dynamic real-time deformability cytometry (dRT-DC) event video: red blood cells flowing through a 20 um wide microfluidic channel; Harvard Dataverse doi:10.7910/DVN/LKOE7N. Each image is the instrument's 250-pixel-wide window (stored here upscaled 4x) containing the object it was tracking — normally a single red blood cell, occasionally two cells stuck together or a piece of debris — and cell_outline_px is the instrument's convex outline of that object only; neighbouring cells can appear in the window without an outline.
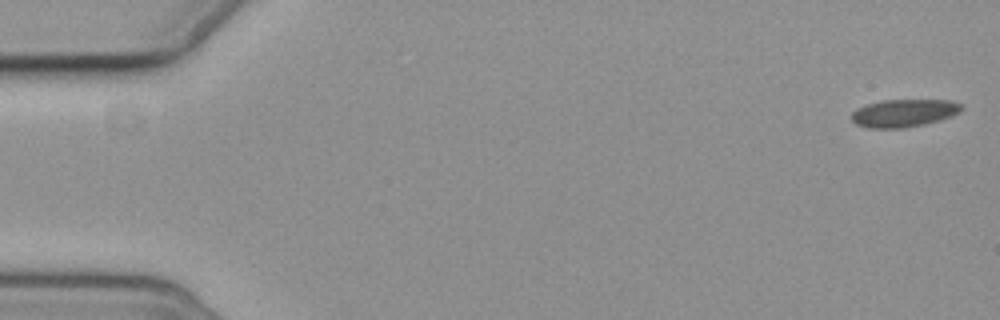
{"species": "common noctule bat (a hibernating species)", "species_latin": "Nyctalus noctula", "temperature_condition": "cold", "stored_images_in_passage": 7, "camera_frame_rate_fps": 3000, "um_per_image_px": 0.085, "animal": {"sex": "female", "body_mass_g": 19.3, "forearm_length_mm": 54.1}, "frame": {"image": 1, "passage_image": 1, "time_ms": 0.0, "image_size_px": [1000, 320], "cell_outline_px": [[964, 108], [960, 112], [952, 116], [940, 120], [924, 124], [904, 128], [868, 128], [856, 124], [852, 120], [852, 112], [856, 108], [880, 100], [952, 100], [964, 104]], "centroid_in_image_um": [76.87, 9.6], "position_along_channel_um": 8.1, "area_um2": 17.98}}
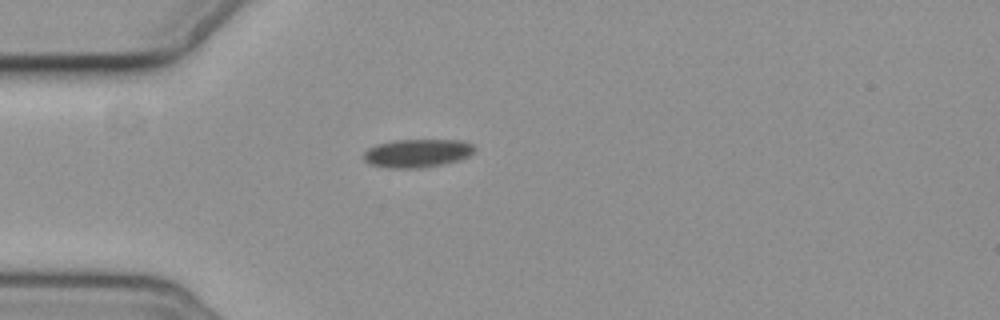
{"frame": {"image": 2, "passage_image": 5, "time_ms": 5.0, "image_size_px": [1000, 320], "cell_outline_px": [[476, 152], [460, 160], [444, 164], [420, 168], [388, 168], [368, 164], [364, 160], [364, 152], [368, 148], [376, 144], [396, 140], [460, 140], [472, 144], [476, 148]], "centroid_in_image_um": [35.48, 13.02], "position_along_channel_um": 49.5, "area_um2": 18.5}}
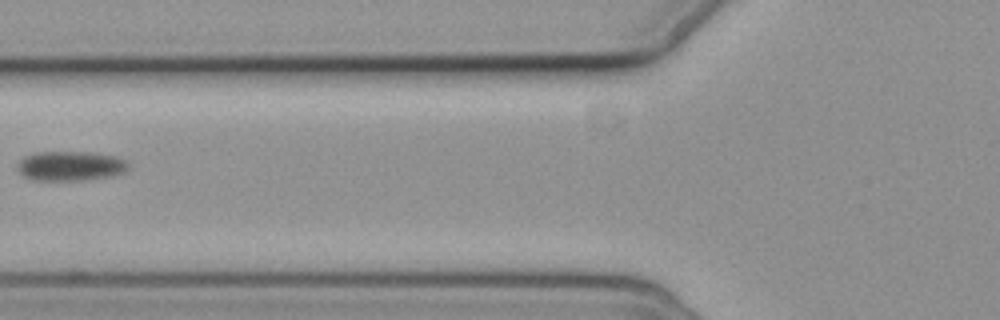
{"frame": {"image": 3, "passage_image": 7, "time_ms": 7.333, "image_size_px": [1000, 320], "cell_outline_px": [[128, 168], [124, 172], [112, 176], [84, 180], [32, 180], [24, 176], [16, 168], [20, 160], [24, 156], [36, 152], [88, 152], [112, 156], [124, 160], [128, 164]], "centroid_in_image_um": [5.95, 14.11], "position_along_channel_um": 119.9, "area_um2": 19.02}}